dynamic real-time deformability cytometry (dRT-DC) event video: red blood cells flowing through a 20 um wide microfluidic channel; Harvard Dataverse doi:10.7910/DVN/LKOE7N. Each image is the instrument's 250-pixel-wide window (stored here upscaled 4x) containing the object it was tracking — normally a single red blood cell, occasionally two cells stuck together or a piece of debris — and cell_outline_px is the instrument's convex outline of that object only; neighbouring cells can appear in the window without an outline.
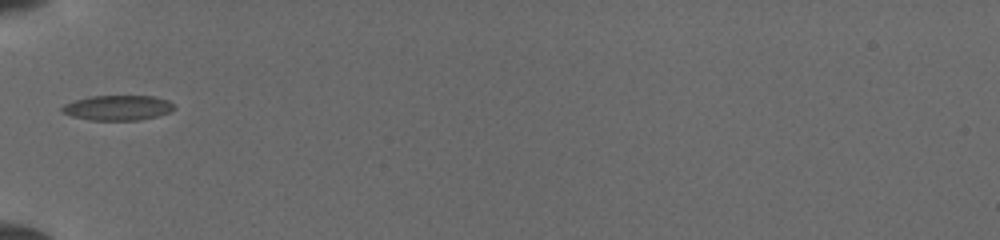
{"species": "common noctule bat (a hibernating species)", "species_latin": "Nyctalus noctula", "temperature_condition": "cold", "stored_images_in_passage": 18, "camera_frame_rate_fps": 3000, "um_per_image_px": 0.085, "animal": {"sex": "female", "body_mass_g": 19.5, "forearm_length_mm": 54.1}, "frame": {"image": 1, "passage_image": 1, "time_ms": 0.0, "image_size_px": [1000, 240], "cell_outline_px": [[176, 108], [168, 112], [156, 116], [136, 120], [92, 120], [72, 116], [64, 112], [60, 108], [64, 104], [88, 96], [152, 96], [168, 100]], "centroid_in_image_um": [10.0, 9.15], "position_along_channel_um": 75.0, "area_um2": 16.13}}
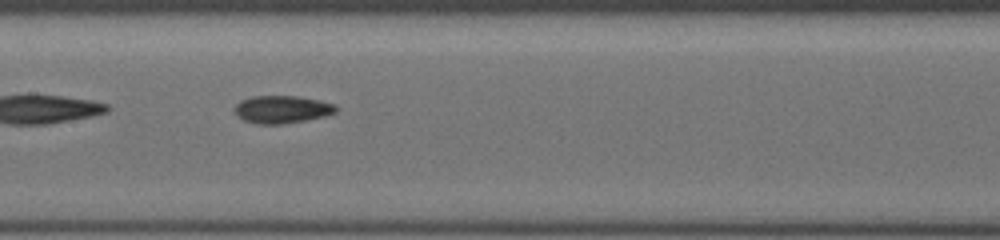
{"frame": {"image": 2, "passage_image": 8, "time_ms": 2.667, "image_size_px": [1000, 240], "cell_outline_px": [[336, 112], [324, 116], [304, 120], [280, 124], [256, 124], [244, 120], [236, 116], [232, 108], [240, 100], [252, 96], [296, 96], [320, 100], [336, 104]], "centroid_in_image_um": [23.91, 9.29], "position_along_channel_um": 183.5, "area_um2": 16.42}}
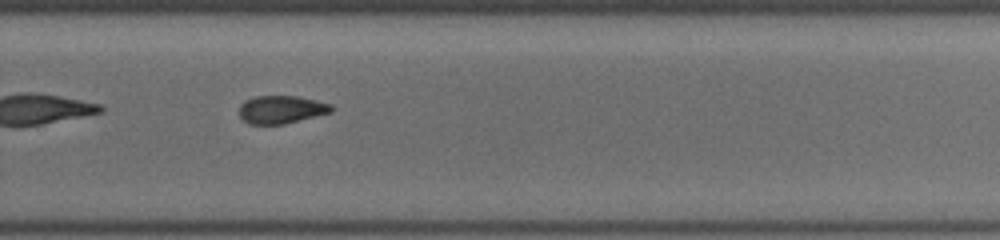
{"frame": {"image": 3, "passage_image": 16, "time_ms": 5.667, "image_size_px": [1000, 240], "cell_outline_px": [[332, 112], [284, 124], [248, 124], [240, 116], [240, 104], [244, 100], [256, 96], [296, 96], [316, 100], [332, 104]], "centroid_in_image_um": [23.9, 9.3], "position_along_channel_um": 305.9, "area_um2": 14.97}}